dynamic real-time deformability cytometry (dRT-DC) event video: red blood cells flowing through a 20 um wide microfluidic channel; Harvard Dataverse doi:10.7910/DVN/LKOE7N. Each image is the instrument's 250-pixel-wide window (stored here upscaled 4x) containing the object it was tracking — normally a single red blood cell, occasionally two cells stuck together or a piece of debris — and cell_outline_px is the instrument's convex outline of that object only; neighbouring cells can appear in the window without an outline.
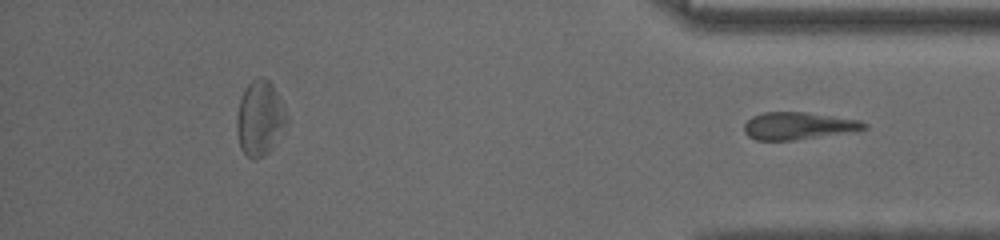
{"species": "common noctule bat (a hibernating species)", "species_latin": "Nyctalus noctula", "temperature_condition": "room temperature", "stored_images_in_passage": 36, "segment_of_instrument_passage": [2, 2], "camera_frame_rate_fps": 3000, "um_per_image_px": 0.085, "animal": {"sex": "male", "body_mass_g": 13.0, "forearm_length_mm": 53.1}, "frame": {"image": 1, "passage_image": 36, "time_ms": 11.667, "image_size_px": [1000, 240], "cell_outline_px": [[868, 128], [856, 132], [796, 140], [756, 140], [748, 136], [744, 132], [744, 124], [752, 116], [764, 112], [804, 112], [860, 120], [868, 124]], "centroid_in_image_um": [67.9, 10.71], "position_along_channel_um": 367.3, "area_um2": 19.36}}